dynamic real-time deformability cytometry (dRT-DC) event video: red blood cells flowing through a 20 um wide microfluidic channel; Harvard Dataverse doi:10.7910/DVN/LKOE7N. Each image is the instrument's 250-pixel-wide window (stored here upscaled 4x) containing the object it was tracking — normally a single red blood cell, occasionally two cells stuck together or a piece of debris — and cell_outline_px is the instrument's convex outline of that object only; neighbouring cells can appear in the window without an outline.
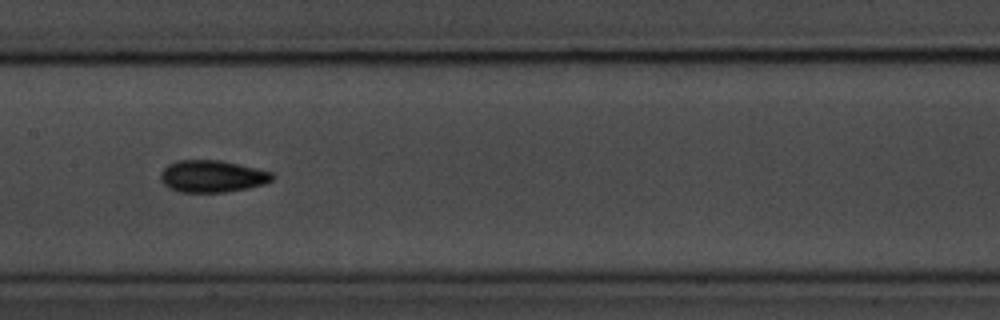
{"species": "common noctule bat (a hibernating species)", "species_latin": "Nyctalus noctula", "temperature_condition": "room temperature", "stored_images_in_passage": 40, "camera_frame_rate_fps": 3000, "um_per_image_px": 0.085, "animal": {"sex": "male", "body_mass_g": 20.1, "forearm_length_mm": 53.5}, "frame": {"image": 1, "passage_image": 12, "time_ms": 3.667, "image_size_px": [1000, 320], "cell_outline_px": [[276, 176], [272, 180], [264, 184], [248, 188], [224, 192], [180, 192], [168, 188], [160, 180], [160, 172], [168, 164], [176, 160], [220, 160], [272, 172]], "centroid_in_image_um": [18.01, 14.98], "position_along_channel_um": 189.4, "area_um2": 20.92}}
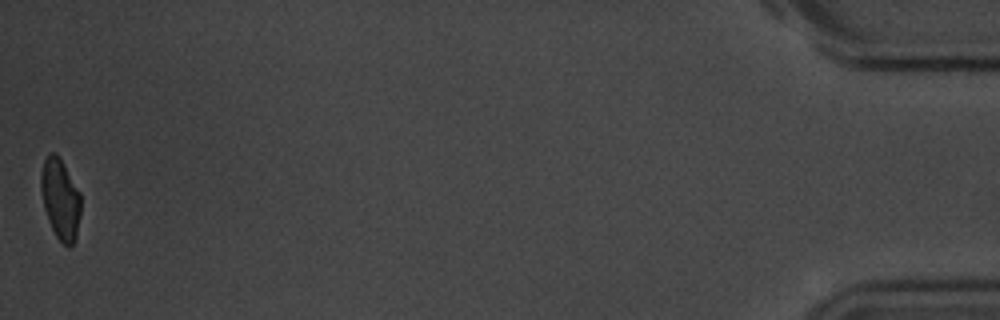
{"frame": {"image": 2, "passage_image": 40, "time_ms": 13.0, "image_size_px": [1000, 320], "cell_outline_px": [[80, 212], [76, 236], [72, 244], [68, 248], [56, 236], [48, 220], [44, 208], [40, 188], [40, 176], [44, 160], [48, 152], [56, 152], [80, 192]], "centroid_in_image_um": [5.11, 16.9], "position_along_channel_um": 430.1, "area_um2": 18.61}, "authors_computed_cell_mechanics": {"area_um2": 19.8543, "velocity_mm_per_s": 3.6132, "shape_relaxation_time_tau1_ms": 3.3978, "shape_relaxation_time_tau2_ms": 2.2635, "deformation_change_tau1": 0.1209, "deformation_change_tau2": 0.0736}}